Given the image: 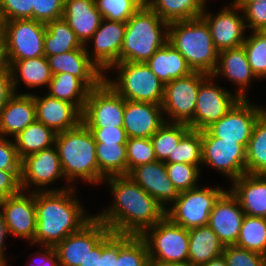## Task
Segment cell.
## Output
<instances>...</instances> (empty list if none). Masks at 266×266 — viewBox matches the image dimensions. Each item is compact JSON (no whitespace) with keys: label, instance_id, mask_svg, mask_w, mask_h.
<instances>
[{"label":"cell","instance_id":"cell-11","mask_svg":"<svg viewBox=\"0 0 266 266\" xmlns=\"http://www.w3.org/2000/svg\"><path fill=\"white\" fill-rule=\"evenodd\" d=\"M62 178L64 181H67L63 174L59 153L55 145L51 148L31 154L21 160L20 184L23 191H62L73 187H48V185L52 186L53 182L55 183Z\"/></svg>","mask_w":266,"mask_h":266},{"label":"cell","instance_id":"cell-47","mask_svg":"<svg viewBox=\"0 0 266 266\" xmlns=\"http://www.w3.org/2000/svg\"><path fill=\"white\" fill-rule=\"evenodd\" d=\"M65 0H33V20L47 24L63 17Z\"/></svg>","mask_w":266,"mask_h":266},{"label":"cell","instance_id":"cell-43","mask_svg":"<svg viewBox=\"0 0 266 266\" xmlns=\"http://www.w3.org/2000/svg\"><path fill=\"white\" fill-rule=\"evenodd\" d=\"M103 19L126 23L145 0H94Z\"/></svg>","mask_w":266,"mask_h":266},{"label":"cell","instance_id":"cell-19","mask_svg":"<svg viewBox=\"0 0 266 266\" xmlns=\"http://www.w3.org/2000/svg\"><path fill=\"white\" fill-rule=\"evenodd\" d=\"M110 232V229L94 216L79 231L68 235L54 248L59 266H79L89 252Z\"/></svg>","mask_w":266,"mask_h":266},{"label":"cell","instance_id":"cell-38","mask_svg":"<svg viewBox=\"0 0 266 266\" xmlns=\"http://www.w3.org/2000/svg\"><path fill=\"white\" fill-rule=\"evenodd\" d=\"M190 129L185 123L165 121L150 138L157 161L165 162L168 157H173V150Z\"/></svg>","mask_w":266,"mask_h":266},{"label":"cell","instance_id":"cell-10","mask_svg":"<svg viewBox=\"0 0 266 266\" xmlns=\"http://www.w3.org/2000/svg\"><path fill=\"white\" fill-rule=\"evenodd\" d=\"M265 111V107L253 104L249 98L239 99L222 118L202 130V137L235 141L246 148L256 121Z\"/></svg>","mask_w":266,"mask_h":266},{"label":"cell","instance_id":"cell-64","mask_svg":"<svg viewBox=\"0 0 266 266\" xmlns=\"http://www.w3.org/2000/svg\"><path fill=\"white\" fill-rule=\"evenodd\" d=\"M241 0H232V2H230V4H238Z\"/></svg>","mask_w":266,"mask_h":266},{"label":"cell","instance_id":"cell-31","mask_svg":"<svg viewBox=\"0 0 266 266\" xmlns=\"http://www.w3.org/2000/svg\"><path fill=\"white\" fill-rule=\"evenodd\" d=\"M224 247V244L208 225L189 229L188 264L190 266H200L220 257L223 254Z\"/></svg>","mask_w":266,"mask_h":266},{"label":"cell","instance_id":"cell-9","mask_svg":"<svg viewBox=\"0 0 266 266\" xmlns=\"http://www.w3.org/2000/svg\"><path fill=\"white\" fill-rule=\"evenodd\" d=\"M225 191L223 187L214 185L180 192L178 199L166 210V216L188 230L208 225L214 204Z\"/></svg>","mask_w":266,"mask_h":266},{"label":"cell","instance_id":"cell-63","mask_svg":"<svg viewBox=\"0 0 266 266\" xmlns=\"http://www.w3.org/2000/svg\"><path fill=\"white\" fill-rule=\"evenodd\" d=\"M257 1H260V0H241L240 2H257ZM261 1H264V0H261Z\"/></svg>","mask_w":266,"mask_h":266},{"label":"cell","instance_id":"cell-45","mask_svg":"<svg viewBox=\"0 0 266 266\" xmlns=\"http://www.w3.org/2000/svg\"><path fill=\"white\" fill-rule=\"evenodd\" d=\"M126 151L127 175L137 166L157 161L150 138H128Z\"/></svg>","mask_w":266,"mask_h":266},{"label":"cell","instance_id":"cell-58","mask_svg":"<svg viewBox=\"0 0 266 266\" xmlns=\"http://www.w3.org/2000/svg\"><path fill=\"white\" fill-rule=\"evenodd\" d=\"M147 266H190L189 264L168 263L159 260L149 259Z\"/></svg>","mask_w":266,"mask_h":266},{"label":"cell","instance_id":"cell-14","mask_svg":"<svg viewBox=\"0 0 266 266\" xmlns=\"http://www.w3.org/2000/svg\"><path fill=\"white\" fill-rule=\"evenodd\" d=\"M209 75L199 87L194 118L188 123L193 130H205L222 118L240 99L237 94L215 83ZM220 86V87H219Z\"/></svg>","mask_w":266,"mask_h":266},{"label":"cell","instance_id":"cell-28","mask_svg":"<svg viewBox=\"0 0 266 266\" xmlns=\"http://www.w3.org/2000/svg\"><path fill=\"white\" fill-rule=\"evenodd\" d=\"M63 18L85 45L103 20L94 0H65Z\"/></svg>","mask_w":266,"mask_h":266},{"label":"cell","instance_id":"cell-61","mask_svg":"<svg viewBox=\"0 0 266 266\" xmlns=\"http://www.w3.org/2000/svg\"><path fill=\"white\" fill-rule=\"evenodd\" d=\"M4 25H5V20L1 11V7H0V36L3 35V31H4Z\"/></svg>","mask_w":266,"mask_h":266},{"label":"cell","instance_id":"cell-49","mask_svg":"<svg viewBox=\"0 0 266 266\" xmlns=\"http://www.w3.org/2000/svg\"><path fill=\"white\" fill-rule=\"evenodd\" d=\"M5 21L33 19V0H0Z\"/></svg>","mask_w":266,"mask_h":266},{"label":"cell","instance_id":"cell-13","mask_svg":"<svg viewBox=\"0 0 266 266\" xmlns=\"http://www.w3.org/2000/svg\"><path fill=\"white\" fill-rule=\"evenodd\" d=\"M125 98L104 80L90 89L82 112L86 127H123Z\"/></svg>","mask_w":266,"mask_h":266},{"label":"cell","instance_id":"cell-62","mask_svg":"<svg viewBox=\"0 0 266 266\" xmlns=\"http://www.w3.org/2000/svg\"><path fill=\"white\" fill-rule=\"evenodd\" d=\"M259 32L266 37V26L263 27Z\"/></svg>","mask_w":266,"mask_h":266},{"label":"cell","instance_id":"cell-54","mask_svg":"<svg viewBox=\"0 0 266 266\" xmlns=\"http://www.w3.org/2000/svg\"><path fill=\"white\" fill-rule=\"evenodd\" d=\"M37 249L36 257H31L32 261L26 263V266H59L58 255L53 246H40ZM40 250V251H39ZM41 259V260H40ZM35 260V261H34Z\"/></svg>","mask_w":266,"mask_h":266},{"label":"cell","instance_id":"cell-1","mask_svg":"<svg viewBox=\"0 0 266 266\" xmlns=\"http://www.w3.org/2000/svg\"><path fill=\"white\" fill-rule=\"evenodd\" d=\"M105 182L113 199L95 216L111 232L140 236L166 216V210L128 175L111 176Z\"/></svg>","mask_w":266,"mask_h":266},{"label":"cell","instance_id":"cell-7","mask_svg":"<svg viewBox=\"0 0 266 266\" xmlns=\"http://www.w3.org/2000/svg\"><path fill=\"white\" fill-rule=\"evenodd\" d=\"M140 237L147 244L149 259L188 264L189 230L173 223L167 216L147 228Z\"/></svg>","mask_w":266,"mask_h":266},{"label":"cell","instance_id":"cell-3","mask_svg":"<svg viewBox=\"0 0 266 266\" xmlns=\"http://www.w3.org/2000/svg\"><path fill=\"white\" fill-rule=\"evenodd\" d=\"M55 146L68 183L66 186H74L79 179L90 185L99 186L96 142L91 131L82 122L73 129L58 133Z\"/></svg>","mask_w":266,"mask_h":266},{"label":"cell","instance_id":"cell-44","mask_svg":"<svg viewBox=\"0 0 266 266\" xmlns=\"http://www.w3.org/2000/svg\"><path fill=\"white\" fill-rule=\"evenodd\" d=\"M166 171L173 186L178 192L198 187L201 170L197 165L187 163H165Z\"/></svg>","mask_w":266,"mask_h":266},{"label":"cell","instance_id":"cell-37","mask_svg":"<svg viewBox=\"0 0 266 266\" xmlns=\"http://www.w3.org/2000/svg\"><path fill=\"white\" fill-rule=\"evenodd\" d=\"M246 173L266 175V111L256 121L246 147Z\"/></svg>","mask_w":266,"mask_h":266},{"label":"cell","instance_id":"cell-48","mask_svg":"<svg viewBox=\"0 0 266 266\" xmlns=\"http://www.w3.org/2000/svg\"><path fill=\"white\" fill-rule=\"evenodd\" d=\"M242 8L248 30L260 31L266 26V1L239 2Z\"/></svg>","mask_w":266,"mask_h":266},{"label":"cell","instance_id":"cell-15","mask_svg":"<svg viewBox=\"0 0 266 266\" xmlns=\"http://www.w3.org/2000/svg\"><path fill=\"white\" fill-rule=\"evenodd\" d=\"M202 165L220 171L233 182L246 174V148L235 141L202 137Z\"/></svg>","mask_w":266,"mask_h":266},{"label":"cell","instance_id":"cell-33","mask_svg":"<svg viewBox=\"0 0 266 266\" xmlns=\"http://www.w3.org/2000/svg\"><path fill=\"white\" fill-rule=\"evenodd\" d=\"M162 20L172 23L201 17L207 0H145Z\"/></svg>","mask_w":266,"mask_h":266},{"label":"cell","instance_id":"cell-4","mask_svg":"<svg viewBox=\"0 0 266 266\" xmlns=\"http://www.w3.org/2000/svg\"><path fill=\"white\" fill-rule=\"evenodd\" d=\"M169 23L146 3L126 22L120 62L148 61L168 42Z\"/></svg>","mask_w":266,"mask_h":266},{"label":"cell","instance_id":"cell-36","mask_svg":"<svg viewBox=\"0 0 266 266\" xmlns=\"http://www.w3.org/2000/svg\"><path fill=\"white\" fill-rule=\"evenodd\" d=\"M99 184L111 176L127 175L126 144L96 142Z\"/></svg>","mask_w":266,"mask_h":266},{"label":"cell","instance_id":"cell-29","mask_svg":"<svg viewBox=\"0 0 266 266\" xmlns=\"http://www.w3.org/2000/svg\"><path fill=\"white\" fill-rule=\"evenodd\" d=\"M12 88L14 93L22 85L29 89L48 88L52 72L46 56L14 61L10 66Z\"/></svg>","mask_w":266,"mask_h":266},{"label":"cell","instance_id":"cell-16","mask_svg":"<svg viewBox=\"0 0 266 266\" xmlns=\"http://www.w3.org/2000/svg\"><path fill=\"white\" fill-rule=\"evenodd\" d=\"M218 11L216 14L208 12L206 6L201 15L209 26L215 48L220 52L242 46L247 29L242 8L237 4H227Z\"/></svg>","mask_w":266,"mask_h":266},{"label":"cell","instance_id":"cell-53","mask_svg":"<svg viewBox=\"0 0 266 266\" xmlns=\"http://www.w3.org/2000/svg\"><path fill=\"white\" fill-rule=\"evenodd\" d=\"M20 175L21 171L0 170V200L18 194L22 190Z\"/></svg>","mask_w":266,"mask_h":266},{"label":"cell","instance_id":"cell-24","mask_svg":"<svg viewBox=\"0 0 266 266\" xmlns=\"http://www.w3.org/2000/svg\"><path fill=\"white\" fill-rule=\"evenodd\" d=\"M52 74L70 73L79 78L89 89L97 87L104 74L90 60L85 48L47 57Z\"/></svg>","mask_w":266,"mask_h":266},{"label":"cell","instance_id":"cell-21","mask_svg":"<svg viewBox=\"0 0 266 266\" xmlns=\"http://www.w3.org/2000/svg\"><path fill=\"white\" fill-rule=\"evenodd\" d=\"M128 176L165 210L169 209L178 199L179 192L169 179L165 162L153 161L137 166Z\"/></svg>","mask_w":266,"mask_h":266},{"label":"cell","instance_id":"cell-46","mask_svg":"<svg viewBox=\"0 0 266 266\" xmlns=\"http://www.w3.org/2000/svg\"><path fill=\"white\" fill-rule=\"evenodd\" d=\"M223 257L228 266H264L266 256L236 245L224 247Z\"/></svg>","mask_w":266,"mask_h":266},{"label":"cell","instance_id":"cell-41","mask_svg":"<svg viewBox=\"0 0 266 266\" xmlns=\"http://www.w3.org/2000/svg\"><path fill=\"white\" fill-rule=\"evenodd\" d=\"M165 163H187L202 168V131L190 129Z\"/></svg>","mask_w":266,"mask_h":266},{"label":"cell","instance_id":"cell-35","mask_svg":"<svg viewBox=\"0 0 266 266\" xmlns=\"http://www.w3.org/2000/svg\"><path fill=\"white\" fill-rule=\"evenodd\" d=\"M47 94L53 98L74 104L81 112L90 89L77 77L70 73L52 74Z\"/></svg>","mask_w":266,"mask_h":266},{"label":"cell","instance_id":"cell-42","mask_svg":"<svg viewBox=\"0 0 266 266\" xmlns=\"http://www.w3.org/2000/svg\"><path fill=\"white\" fill-rule=\"evenodd\" d=\"M242 46L255 76L261 81L266 79V37L259 31H252L246 35Z\"/></svg>","mask_w":266,"mask_h":266},{"label":"cell","instance_id":"cell-56","mask_svg":"<svg viewBox=\"0 0 266 266\" xmlns=\"http://www.w3.org/2000/svg\"><path fill=\"white\" fill-rule=\"evenodd\" d=\"M8 236H10V234L5 224L3 211L0 206V266H8L7 264L8 261L5 257V252H4L5 249L7 248L5 246L6 244L5 241Z\"/></svg>","mask_w":266,"mask_h":266},{"label":"cell","instance_id":"cell-26","mask_svg":"<svg viewBox=\"0 0 266 266\" xmlns=\"http://www.w3.org/2000/svg\"><path fill=\"white\" fill-rule=\"evenodd\" d=\"M35 120L33 93H14L0 113V134L12 139Z\"/></svg>","mask_w":266,"mask_h":266},{"label":"cell","instance_id":"cell-34","mask_svg":"<svg viewBox=\"0 0 266 266\" xmlns=\"http://www.w3.org/2000/svg\"><path fill=\"white\" fill-rule=\"evenodd\" d=\"M43 47L46 57L85 48L63 17L46 24Z\"/></svg>","mask_w":266,"mask_h":266},{"label":"cell","instance_id":"cell-17","mask_svg":"<svg viewBox=\"0 0 266 266\" xmlns=\"http://www.w3.org/2000/svg\"><path fill=\"white\" fill-rule=\"evenodd\" d=\"M4 221L11 237L23 238L34 245L37 228L35 192L21 190L0 200Z\"/></svg>","mask_w":266,"mask_h":266},{"label":"cell","instance_id":"cell-51","mask_svg":"<svg viewBox=\"0 0 266 266\" xmlns=\"http://www.w3.org/2000/svg\"><path fill=\"white\" fill-rule=\"evenodd\" d=\"M118 258V234L109 232L100 241V257L98 266H115Z\"/></svg>","mask_w":266,"mask_h":266},{"label":"cell","instance_id":"cell-12","mask_svg":"<svg viewBox=\"0 0 266 266\" xmlns=\"http://www.w3.org/2000/svg\"><path fill=\"white\" fill-rule=\"evenodd\" d=\"M208 76L193 71L165 84L162 102L165 121L188 124L194 118L199 87Z\"/></svg>","mask_w":266,"mask_h":266},{"label":"cell","instance_id":"cell-5","mask_svg":"<svg viewBox=\"0 0 266 266\" xmlns=\"http://www.w3.org/2000/svg\"><path fill=\"white\" fill-rule=\"evenodd\" d=\"M168 42L183 55L192 71L212 75L216 70L219 51L202 17L169 23Z\"/></svg>","mask_w":266,"mask_h":266},{"label":"cell","instance_id":"cell-2","mask_svg":"<svg viewBox=\"0 0 266 266\" xmlns=\"http://www.w3.org/2000/svg\"><path fill=\"white\" fill-rule=\"evenodd\" d=\"M76 188L73 186L62 191L35 192L37 228L34 246L55 247L95 216L87 214L88 211L77 198Z\"/></svg>","mask_w":266,"mask_h":266},{"label":"cell","instance_id":"cell-59","mask_svg":"<svg viewBox=\"0 0 266 266\" xmlns=\"http://www.w3.org/2000/svg\"><path fill=\"white\" fill-rule=\"evenodd\" d=\"M200 266H228V265L223 255H221L220 257L212 259L209 262L204 263Z\"/></svg>","mask_w":266,"mask_h":266},{"label":"cell","instance_id":"cell-25","mask_svg":"<svg viewBox=\"0 0 266 266\" xmlns=\"http://www.w3.org/2000/svg\"><path fill=\"white\" fill-rule=\"evenodd\" d=\"M212 75L215 78L221 75L235 86L237 85L235 93L240 99H247L248 86L252 80H259L248 63L243 46L220 51L217 67Z\"/></svg>","mask_w":266,"mask_h":266},{"label":"cell","instance_id":"cell-8","mask_svg":"<svg viewBox=\"0 0 266 266\" xmlns=\"http://www.w3.org/2000/svg\"><path fill=\"white\" fill-rule=\"evenodd\" d=\"M45 32L46 24L33 19L5 21L2 35L5 64L45 56Z\"/></svg>","mask_w":266,"mask_h":266},{"label":"cell","instance_id":"cell-18","mask_svg":"<svg viewBox=\"0 0 266 266\" xmlns=\"http://www.w3.org/2000/svg\"><path fill=\"white\" fill-rule=\"evenodd\" d=\"M125 28L126 23L103 19L96 32L84 45L88 57L103 74L120 62ZM89 42L90 45L93 44L91 51L88 48Z\"/></svg>","mask_w":266,"mask_h":266},{"label":"cell","instance_id":"cell-40","mask_svg":"<svg viewBox=\"0 0 266 266\" xmlns=\"http://www.w3.org/2000/svg\"><path fill=\"white\" fill-rule=\"evenodd\" d=\"M148 260V247L140 236L118 234L115 266H147Z\"/></svg>","mask_w":266,"mask_h":266},{"label":"cell","instance_id":"cell-39","mask_svg":"<svg viewBox=\"0 0 266 266\" xmlns=\"http://www.w3.org/2000/svg\"><path fill=\"white\" fill-rule=\"evenodd\" d=\"M236 246L266 256V218L245 215Z\"/></svg>","mask_w":266,"mask_h":266},{"label":"cell","instance_id":"cell-6","mask_svg":"<svg viewBox=\"0 0 266 266\" xmlns=\"http://www.w3.org/2000/svg\"><path fill=\"white\" fill-rule=\"evenodd\" d=\"M115 70L116 78L110 79L108 72ZM104 74L107 82L120 96L130 101L161 104L165 84L152 72L146 63L119 62Z\"/></svg>","mask_w":266,"mask_h":266},{"label":"cell","instance_id":"cell-55","mask_svg":"<svg viewBox=\"0 0 266 266\" xmlns=\"http://www.w3.org/2000/svg\"><path fill=\"white\" fill-rule=\"evenodd\" d=\"M13 94L10 68L5 64L0 68V113Z\"/></svg>","mask_w":266,"mask_h":266},{"label":"cell","instance_id":"cell-50","mask_svg":"<svg viewBox=\"0 0 266 266\" xmlns=\"http://www.w3.org/2000/svg\"><path fill=\"white\" fill-rule=\"evenodd\" d=\"M0 170L21 171V160L13 139L0 134Z\"/></svg>","mask_w":266,"mask_h":266},{"label":"cell","instance_id":"cell-32","mask_svg":"<svg viewBox=\"0 0 266 266\" xmlns=\"http://www.w3.org/2000/svg\"><path fill=\"white\" fill-rule=\"evenodd\" d=\"M56 135L57 133L42 122L35 120L29 124L13 138L20 160L41 150L53 147Z\"/></svg>","mask_w":266,"mask_h":266},{"label":"cell","instance_id":"cell-57","mask_svg":"<svg viewBox=\"0 0 266 266\" xmlns=\"http://www.w3.org/2000/svg\"><path fill=\"white\" fill-rule=\"evenodd\" d=\"M100 257V242L89 252L83 264L79 266H98Z\"/></svg>","mask_w":266,"mask_h":266},{"label":"cell","instance_id":"cell-60","mask_svg":"<svg viewBox=\"0 0 266 266\" xmlns=\"http://www.w3.org/2000/svg\"><path fill=\"white\" fill-rule=\"evenodd\" d=\"M5 65L4 56H3V40L2 36H0V68Z\"/></svg>","mask_w":266,"mask_h":266},{"label":"cell","instance_id":"cell-20","mask_svg":"<svg viewBox=\"0 0 266 266\" xmlns=\"http://www.w3.org/2000/svg\"><path fill=\"white\" fill-rule=\"evenodd\" d=\"M244 216L238 199L226 189L214 204L208 226L224 246L236 245Z\"/></svg>","mask_w":266,"mask_h":266},{"label":"cell","instance_id":"cell-52","mask_svg":"<svg viewBox=\"0 0 266 266\" xmlns=\"http://www.w3.org/2000/svg\"><path fill=\"white\" fill-rule=\"evenodd\" d=\"M95 142L126 144L127 135L124 127H87Z\"/></svg>","mask_w":266,"mask_h":266},{"label":"cell","instance_id":"cell-27","mask_svg":"<svg viewBox=\"0 0 266 266\" xmlns=\"http://www.w3.org/2000/svg\"><path fill=\"white\" fill-rule=\"evenodd\" d=\"M230 186L245 215L266 218V175L246 173Z\"/></svg>","mask_w":266,"mask_h":266},{"label":"cell","instance_id":"cell-30","mask_svg":"<svg viewBox=\"0 0 266 266\" xmlns=\"http://www.w3.org/2000/svg\"><path fill=\"white\" fill-rule=\"evenodd\" d=\"M145 63L164 84L193 72L183 55L169 42L157 49Z\"/></svg>","mask_w":266,"mask_h":266},{"label":"cell","instance_id":"cell-23","mask_svg":"<svg viewBox=\"0 0 266 266\" xmlns=\"http://www.w3.org/2000/svg\"><path fill=\"white\" fill-rule=\"evenodd\" d=\"M164 123L161 104L125 99L123 127L128 138H151Z\"/></svg>","mask_w":266,"mask_h":266},{"label":"cell","instance_id":"cell-22","mask_svg":"<svg viewBox=\"0 0 266 266\" xmlns=\"http://www.w3.org/2000/svg\"><path fill=\"white\" fill-rule=\"evenodd\" d=\"M36 105V120L55 133L77 127L82 122V112L72 103L49 96L33 93Z\"/></svg>","mask_w":266,"mask_h":266}]
</instances>
